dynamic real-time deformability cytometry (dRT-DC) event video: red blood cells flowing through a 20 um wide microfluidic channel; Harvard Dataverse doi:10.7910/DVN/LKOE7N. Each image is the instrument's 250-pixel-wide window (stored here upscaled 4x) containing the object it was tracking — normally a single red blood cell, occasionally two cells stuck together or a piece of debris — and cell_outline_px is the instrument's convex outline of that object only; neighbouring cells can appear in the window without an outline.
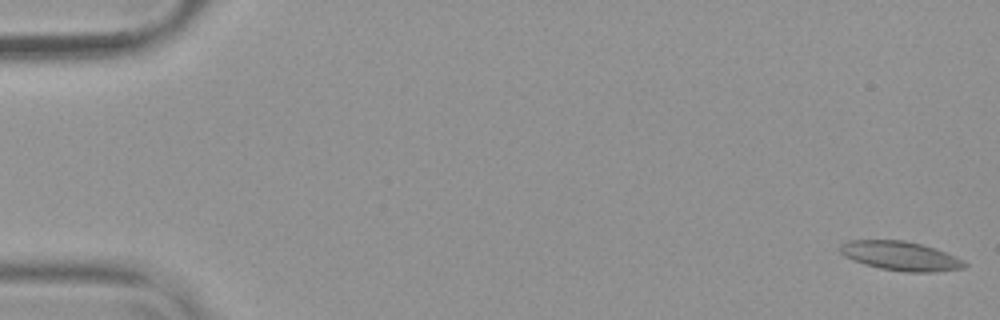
{"species": "common noctule bat (a hibernating species)", "species_latin": "Nyctalus noctula", "temperature_condition": "warm", "stored_images_in_passage": 54, "camera_frame_rate_fps": 3000, "um_per_image_px": 0.085, "animal": {"sex": "female", "body_mass_g": 19.9}, "frame": {"image": 1, "passage_image": 1, "time_ms": 0.0, "image_size_px": [1000, 320], "cell_outline_px": [[968, 264], [964, 268], [936, 272], [908, 272], [880, 268], [864, 264], [844, 256], [840, 252], [840, 244], [848, 240], [904, 240], [936, 248], [956, 256], [964, 260]], "centroid_in_image_um": [76.57, 21.75], "position_along_channel_um": 8.4, "area_um2": 21.21}}
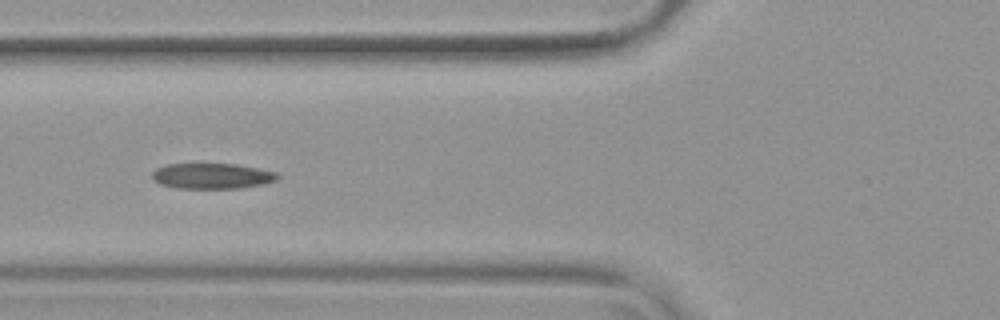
{"frame": {"image": 2, "passage_image": 21, "time_ms": 6.667, "image_size_px": [1000, 320], "cell_outline_px": [[280, 176], [276, 180], [264, 184], [240, 188], [176, 188], [160, 184], [152, 180], [152, 172], [156, 168], [164, 164], [236, 164], [276, 172]], "centroid_in_image_um": [17.99, 14.96], "position_along_channel_um": 107.8, "area_um2": 18.73}}
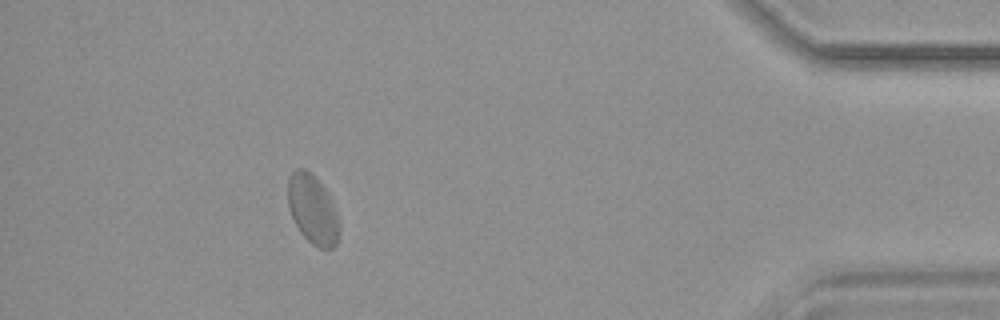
{"frame": {"image": 3, "passage_image": 49, "time_ms": 16.0, "image_size_px": [1000, 320], "cell_outline_px": [[340, 228], [336, 244], [332, 248], [320, 248], [312, 244], [300, 232], [288, 208], [288, 176], [296, 168], [304, 168], [324, 188], [336, 212], [340, 224]], "centroid_in_image_um": [26.56, 17.82], "position_along_channel_um": 408.6, "area_um2": 20.35}, "authors_computed_cell_mechanics": {"area_um2": 19.6231, "velocity_mm_per_s": 3.7546, "shape_relaxation_time_tau1_ms": null, "shape_relaxation_time_tau2_ms": 1.4454, "deformation_change_tau1": null, "deformation_change_tau2": 0.068}}